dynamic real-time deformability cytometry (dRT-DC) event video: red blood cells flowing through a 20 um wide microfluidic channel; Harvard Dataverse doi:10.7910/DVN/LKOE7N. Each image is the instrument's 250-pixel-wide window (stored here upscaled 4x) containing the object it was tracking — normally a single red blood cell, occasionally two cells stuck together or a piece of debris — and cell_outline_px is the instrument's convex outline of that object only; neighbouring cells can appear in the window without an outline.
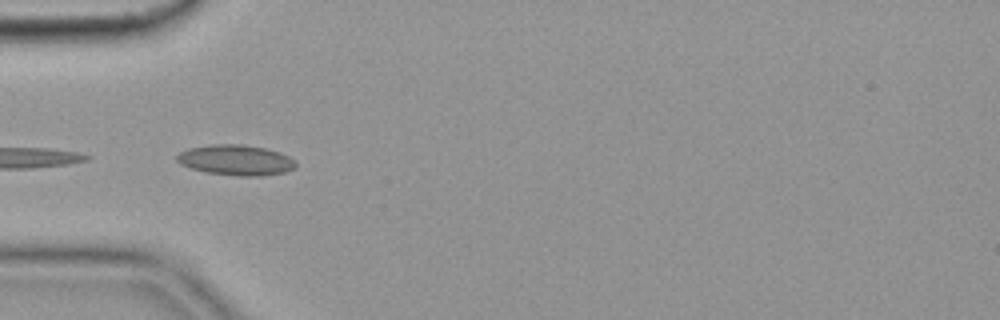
{"species": "common noctule bat (a hibernating species)", "species_latin": "Nyctalus noctula", "temperature_condition": "cold", "stored_images_in_passage": 47, "camera_frame_rate_fps": 3000, "um_per_image_px": 0.085, "animal": {"sex": "female", "body_mass_g": 19.9}, "frame": {"image": 1, "passage_image": 10, "time_ms": 3.0, "image_size_px": [1000, 320], "cell_outline_px": [[296, 168], [284, 172], [260, 176], [236, 176], [204, 172], [180, 164], [176, 160], [176, 156], [180, 152], [188, 148], [212, 144], [240, 144], [264, 148], [280, 152], [288, 156], [296, 164]], "centroid_in_image_um": [20.02, 13.61], "position_along_channel_um": 65.0, "area_um2": 21.1}}
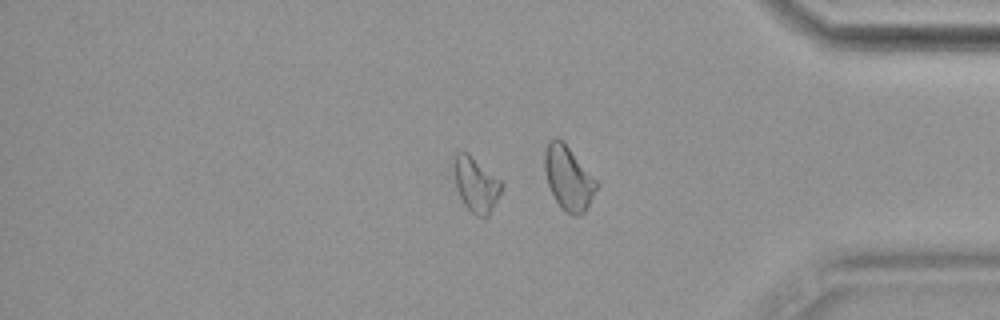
{"frame": {"image": 2, "passage_image": 38, "time_ms": 12.333, "image_size_px": [1000, 320], "cell_outline_px": [[504, 184], [488, 216], [476, 216], [464, 204], [456, 188], [456, 152], [468, 152], [500, 180]], "centroid_in_image_um": [40.49, 15.69], "position_along_channel_um": 394.7, "area_um2": 14.57}}